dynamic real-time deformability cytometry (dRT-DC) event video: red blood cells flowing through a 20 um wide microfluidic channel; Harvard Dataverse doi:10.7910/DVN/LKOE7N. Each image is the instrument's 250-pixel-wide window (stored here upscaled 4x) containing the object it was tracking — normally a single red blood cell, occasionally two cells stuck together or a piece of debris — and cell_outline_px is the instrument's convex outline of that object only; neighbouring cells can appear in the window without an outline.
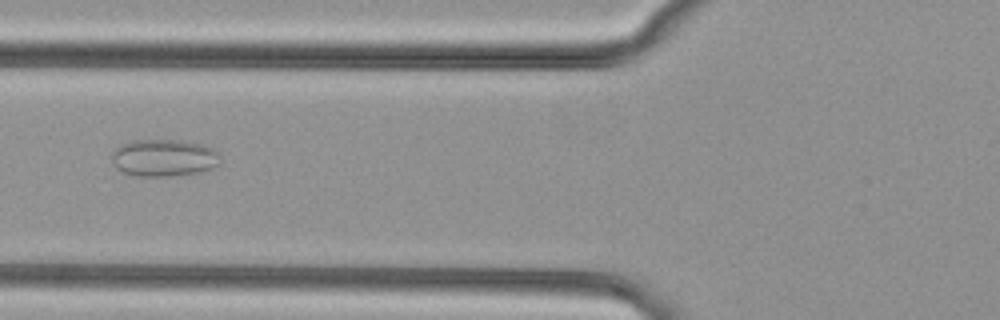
{"species": "common noctule bat (a hibernating species)", "species_latin": "Nyctalus noctula", "temperature_condition": "cold", "stored_images_in_passage": 51, "camera_frame_rate_fps": 3000, "um_per_image_px": 0.085, "animal": {"sex": "female", "body_mass_g": 29.2, "forearm_length_mm": 56.3}, "frame": {"image": 1, "passage_image": 20, "time_ms": 6.333, "image_size_px": [1000, 320], "cell_outline_px": [[220, 164], [212, 168], [200, 172], [172, 176], [136, 176], [124, 172], [116, 168], [112, 164], [112, 152], [120, 144], [132, 140], [184, 140], [204, 144], [212, 148], [220, 156]], "centroid_in_image_um": [13.93, 13.41], "position_along_channel_um": 111.9, "area_um2": 23.81}}
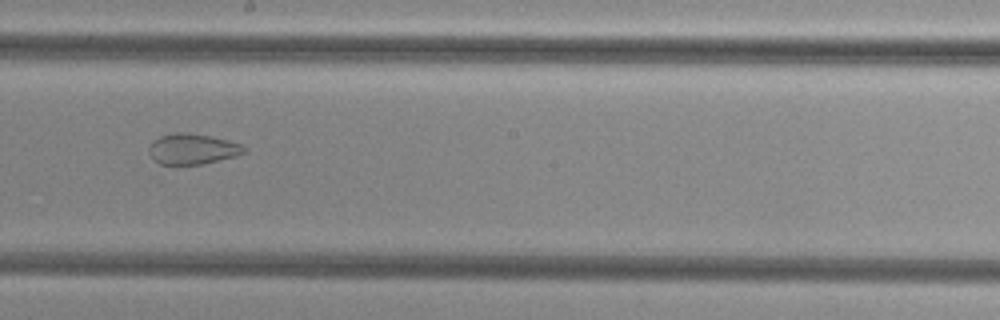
{"frame": {"image": 2, "passage_image": 29, "time_ms": 9.333, "image_size_px": [1000, 320], "cell_outline_px": [[248, 152], [204, 164], [160, 164], [148, 152], [148, 148], [160, 136], [172, 132], [184, 132], [208, 136], [228, 140], [244, 144], [248, 148]], "centroid_in_image_um": [16.42, 12.66], "position_along_channel_um": 231.8, "area_um2": 16.88}}
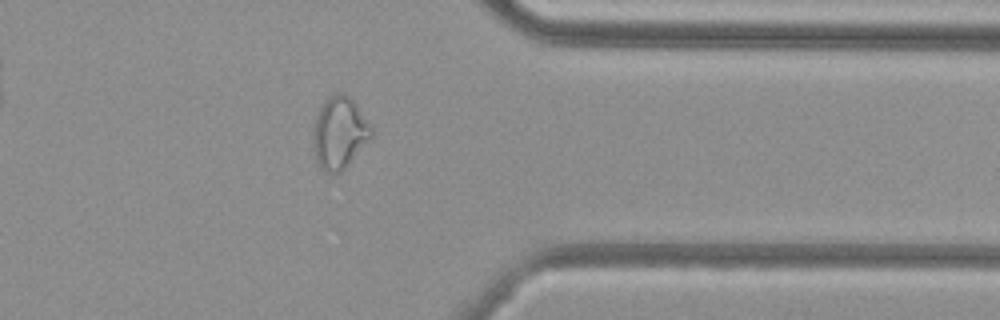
{"frame": {"image": 3, "passage_image": 41, "time_ms": 13.333, "image_size_px": [1000, 320], "cell_outline_px": [[372, 136], [344, 168], [340, 172], [324, 172], [320, 168], [316, 160], [312, 140], [312, 136], [316, 116], [324, 100], [328, 96], [336, 92], [340, 92], [348, 96], [356, 104], [372, 128]], "centroid_in_image_um": [28.81, 11.27], "position_along_channel_um": 382.6, "area_um2": 24.1}}